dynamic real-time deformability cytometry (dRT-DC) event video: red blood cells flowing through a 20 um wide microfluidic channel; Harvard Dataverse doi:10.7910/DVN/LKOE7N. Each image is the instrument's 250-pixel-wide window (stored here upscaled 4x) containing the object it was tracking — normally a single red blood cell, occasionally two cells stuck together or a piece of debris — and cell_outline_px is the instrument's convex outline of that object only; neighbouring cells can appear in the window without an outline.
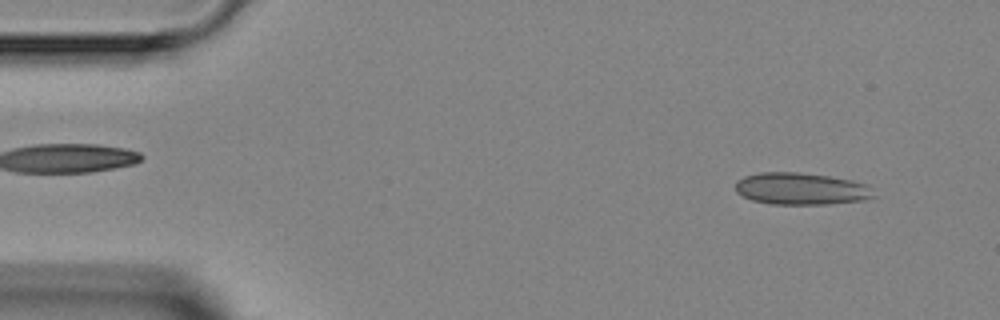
{"species": "Egyptian fruit bat (a non-hibernating species)", "species_latin": "Rousettus aegyptiacus", "temperature_condition": "room temperature", "stored_images_in_passage": 3, "segment_of_instrument_passage": [2, 2], "camera_frame_rate_fps": 3000, "um_per_image_px": 0.085, "animal": {"sex": "female"}, "frame": {"image": 1, "passage_image": 3, "time_ms": 3.0, "image_size_px": [1000, 320], "cell_outline_px": [[876, 196], [864, 200], [828, 204], [772, 204], [752, 200], [736, 192], [736, 180], [744, 176], [760, 172], [796, 172], [828, 176], [852, 180], [864, 184]], "centroid_in_image_um": [68.05, 16.04], "position_along_channel_um": 16.9, "area_um2": 25.61}}